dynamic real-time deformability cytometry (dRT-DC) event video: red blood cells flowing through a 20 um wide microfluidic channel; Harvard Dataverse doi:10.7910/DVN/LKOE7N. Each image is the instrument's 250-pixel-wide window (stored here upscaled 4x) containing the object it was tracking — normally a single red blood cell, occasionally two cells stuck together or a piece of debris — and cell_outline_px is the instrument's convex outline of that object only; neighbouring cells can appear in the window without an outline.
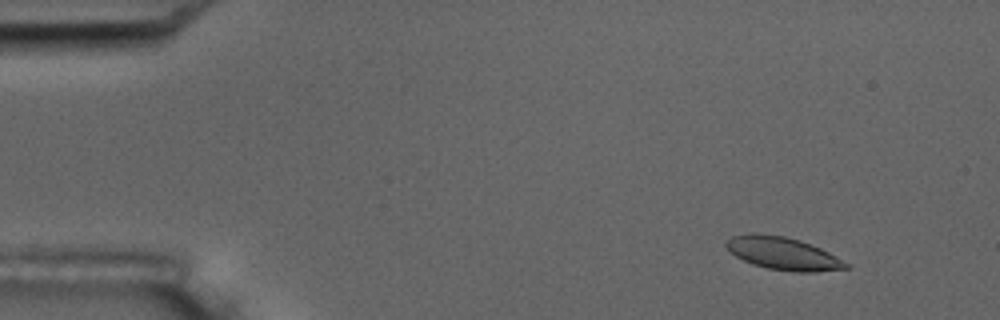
{"species": "common noctule bat (a hibernating species)", "species_latin": "Nyctalus noctula", "temperature_condition": "room temperature", "stored_images_in_passage": 5, "camera_frame_rate_fps": 3000, "um_per_image_px": 0.085, "animal": {"sex": "male", "body_mass_g": 17.5, "forearm_length_mm": 52.3}, "frame": {"image": 1, "passage_image": 2, "time_ms": 1.333, "image_size_px": [1000, 320], "cell_outline_px": [[852, 268], [812, 272], [792, 272], [768, 268], [752, 264], [736, 256], [724, 244], [732, 236], [752, 232], [784, 236], [800, 240], [820, 248], [852, 264]], "centroid_in_image_um": [66.6, 21.55], "position_along_channel_um": 18.4, "area_um2": 22.89}}